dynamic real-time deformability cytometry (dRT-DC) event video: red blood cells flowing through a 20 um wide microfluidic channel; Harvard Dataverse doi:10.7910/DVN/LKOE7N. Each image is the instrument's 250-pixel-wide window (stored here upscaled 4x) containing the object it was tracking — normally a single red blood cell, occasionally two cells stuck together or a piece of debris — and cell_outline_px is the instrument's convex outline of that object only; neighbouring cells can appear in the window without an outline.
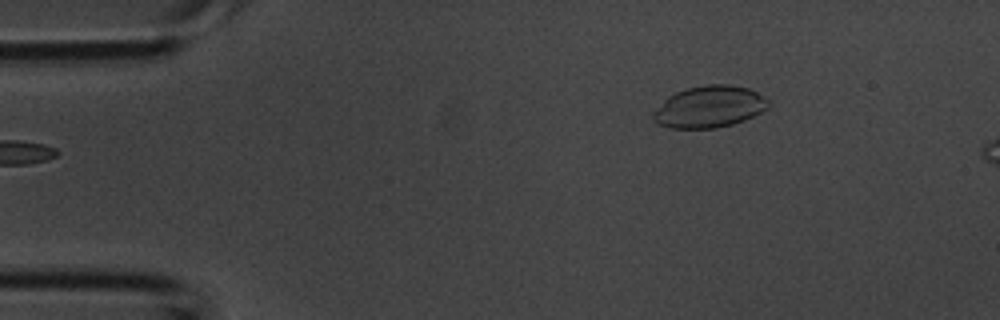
{"species": "common noctule bat (a hibernating species)", "species_latin": "Nyctalus noctula", "temperature_condition": "room temperature", "stored_images_in_passage": 3, "camera_frame_rate_fps": 3000, "um_per_image_px": 0.085, "animal": {"sex": "male", "body_mass_g": 20.1, "forearm_length_mm": 53.5}, "frame": {"image": 1, "passage_image": 1, "time_ms": 0.0, "image_size_px": [1000, 320], "cell_outline_px": [[768, 108], [744, 120], [732, 124], [716, 128], [672, 128], [656, 124], [652, 120], [652, 112], [668, 96], [676, 92], [688, 88], [708, 84], [728, 84], [748, 88], [756, 92], [768, 100]], "centroid_in_image_um": [60.25, 9.08], "position_along_channel_um": 24.7, "area_um2": 27.92}}